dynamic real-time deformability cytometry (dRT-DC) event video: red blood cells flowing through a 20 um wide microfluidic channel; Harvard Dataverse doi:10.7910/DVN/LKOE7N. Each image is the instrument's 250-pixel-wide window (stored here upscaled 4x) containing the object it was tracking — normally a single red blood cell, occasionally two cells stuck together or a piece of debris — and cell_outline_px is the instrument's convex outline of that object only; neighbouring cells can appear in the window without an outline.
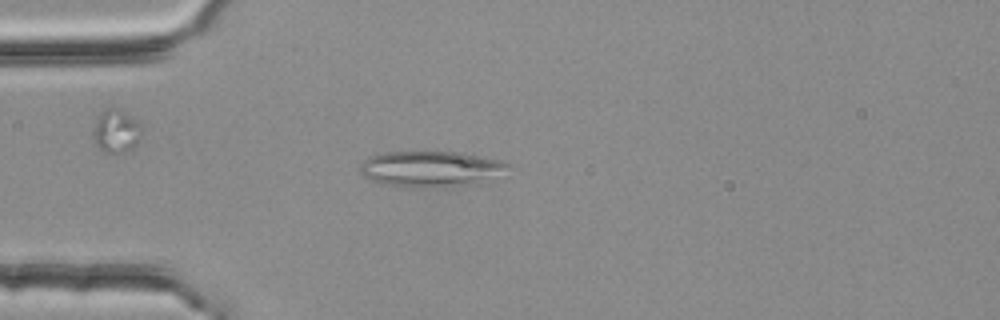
{"species": "common noctule bat (a hibernating species)", "species_latin": "Nyctalus noctula", "temperature_condition": "room temperature", "stored_images_in_passage": 3, "camera_frame_rate_fps": 3000, "um_per_image_px": 0.085, "animal": {"sex": "female", "body_mass_g": 25.1}, "frame": {"image": 1, "passage_image": 3, "time_ms": 0.667, "image_size_px": [1000, 320], "cell_outline_px": [[508, 164], [480, 184], [444, 188], [408, 188], [384, 184], [372, 180], [364, 176], [360, 172], [360, 164], [364, 160], [372, 156], [384, 152], [472, 152], [500, 160]], "centroid_in_image_um": [36.57, 14.37], "position_along_channel_um": 48.4, "area_um2": 31.1}}